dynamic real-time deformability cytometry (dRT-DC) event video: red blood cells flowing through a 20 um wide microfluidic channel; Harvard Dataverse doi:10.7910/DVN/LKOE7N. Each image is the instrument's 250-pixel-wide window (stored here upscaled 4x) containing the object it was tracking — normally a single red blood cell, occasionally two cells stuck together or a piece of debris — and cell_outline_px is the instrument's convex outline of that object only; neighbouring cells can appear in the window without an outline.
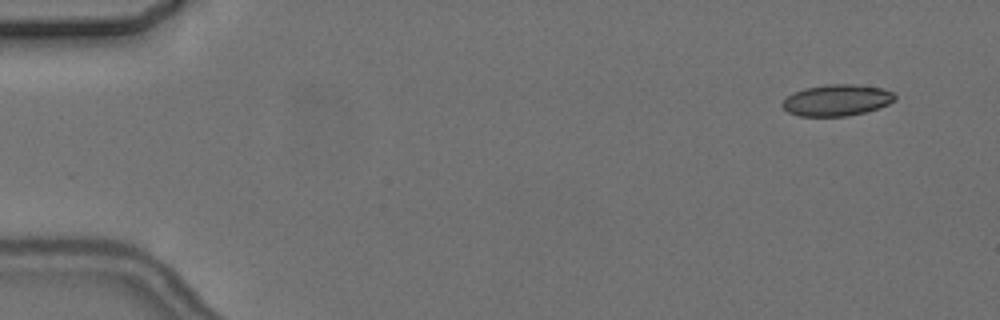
{"species": "common noctule bat (a hibernating species)", "species_latin": "Nyctalus noctula", "temperature_condition": "cold", "stored_images_in_passage": 6, "camera_frame_rate_fps": 3000, "um_per_image_px": 0.085, "animal": {"sex": "female", "body_mass_g": 24.6, "forearm_length_mm": 56.2}, "frame": {"image": 1, "passage_image": 2, "time_ms": 1.0, "image_size_px": [1000, 320], "cell_outline_px": [[896, 100], [888, 104], [864, 112], [848, 116], [800, 116], [788, 112], [780, 104], [792, 92], [804, 88], [832, 84], [856, 84], [880, 88], [892, 92], [896, 96]], "centroid_in_image_um": [71.11, 8.51], "position_along_channel_um": 13.9, "area_um2": 20.46}}
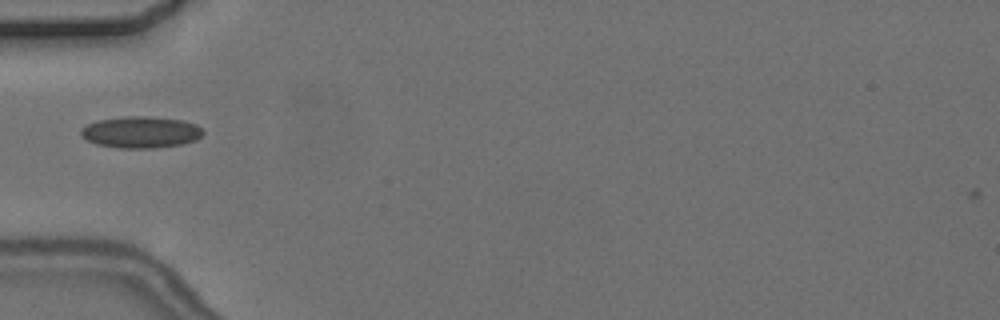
{"frame": {"image": 2, "passage_image": 6, "time_ms": 6.0, "image_size_px": [1000, 320], "cell_outline_px": [[204, 132], [196, 140], [180, 144], [152, 148], [120, 148], [96, 144], [88, 140], [80, 132], [80, 128], [96, 120], [124, 116], [148, 116], [184, 120], [196, 124]], "centroid_in_image_um": [11.96, 11.22], "position_along_channel_um": 73.0, "area_um2": 22.43}}